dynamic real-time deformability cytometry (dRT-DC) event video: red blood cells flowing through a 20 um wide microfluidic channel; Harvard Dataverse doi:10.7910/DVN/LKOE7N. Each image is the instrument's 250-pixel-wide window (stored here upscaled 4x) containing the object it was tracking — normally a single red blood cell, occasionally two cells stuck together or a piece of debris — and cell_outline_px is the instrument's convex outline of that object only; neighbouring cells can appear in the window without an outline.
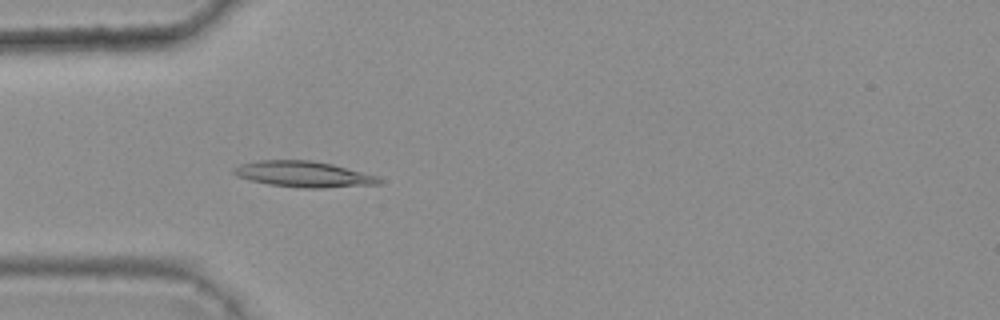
{"species": "common noctule bat (a hibernating species)", "species_latin": "Nyctalus noctula", "temperature_condition": "warm", "stored_images_in_passage": 4, "camera_frame_rate_fps": 3000, "um_per_image_px": 0.085, "animal": {"sex": "female", "body_mass_g": 25.1}, "frame": {"image": 1, "passage_image": 4, "time_ms": 1.0, "image_size_px": [1000, 320], "cell_outline_px": [[384, 180], [380, 184], [324, 188], [304, 188], [268, 184], [236, 176], [232, 172], [232, 168], [240, 164], [260, 160], [312, 160], [332, 164], [376, 176]], "centroid_in_image_um": [25.79, 14.8], "position_along_channel_um": 59.2, "area_um2": 21.85}}